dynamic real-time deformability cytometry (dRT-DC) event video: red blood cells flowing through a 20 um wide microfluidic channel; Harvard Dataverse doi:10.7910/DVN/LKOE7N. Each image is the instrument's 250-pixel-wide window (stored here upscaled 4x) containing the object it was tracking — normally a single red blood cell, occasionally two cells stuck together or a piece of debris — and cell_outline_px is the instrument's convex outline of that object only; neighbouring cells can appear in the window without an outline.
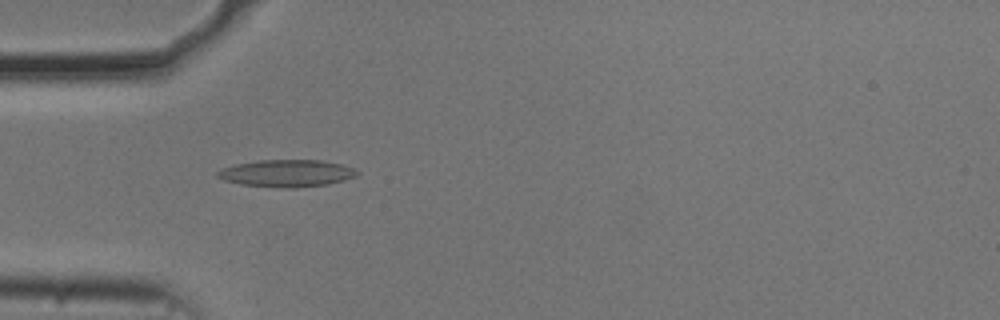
{"species": "common noctule bat (a hibernating species)", "species_latin": "Nyctalus noctula", "temperature_condition": "cold", "stored_images_in_passage": 54, "camera_frame_rate_fps": 3000, "um_per_image_px": 0.085, "animal": {"sex": "male", "body_mass_g": 20.5, "forearm_length_mm": 52.5}, "frame": {"image": 1, "passage_image": 16, "time_ms": 5.0, "image_size_px": [1000, 320], "cell_outline_px": [[360, 172], [356, 176], [344, 180], [328, 184], [296, 188], [284, 188], [240, 184], [224, 180], [216, 176], [216, 172], [224, 168], [236, 164], [260, 160], [320, 160], [340, 164], [352, 168]], "centroid_in_image_um": [24.37, 14.73], "position_along_channel_um": 60.6, "area_um2": 21.96}}
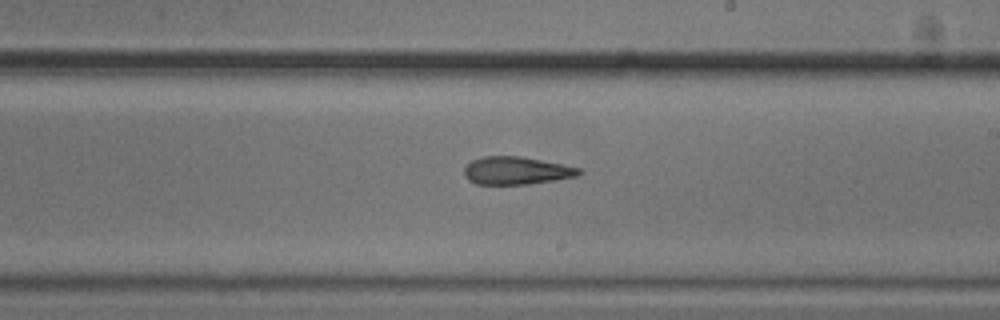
{"frame": {"image": 2, "passage_image": 31, "time_ms": 10.0, "image_size_px": [1000, 320], "cell_outline_px": [[580, 172], [576, 176], [556, 180], [528, 184], [476, 184], [468, 180], [464, 176], [464, 168], [472, 160], [484, 156], [520, 156], [564, 164], [580, 168]], "centroid_in_image_um": [43.87, 14.5], "position_along_channel_um": 245.1, "area_um2": 18.55}}
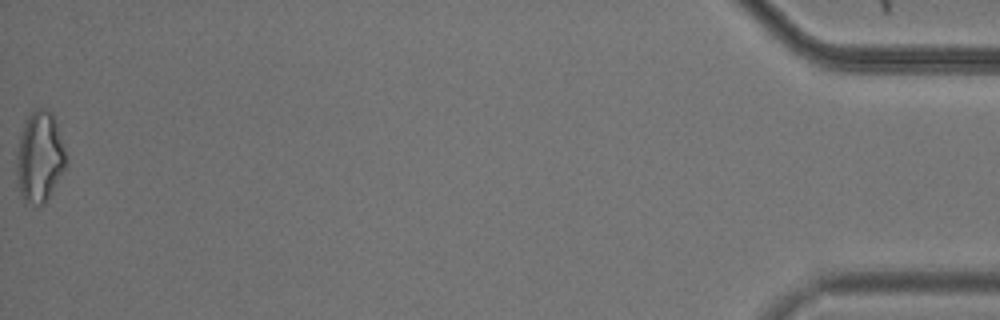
{"frame": {"image": 3, "passage_image": 54, "time_ms": 17.667, "image_size_px": [1000, 320], "cell_outline_px": [[64, 168], [48, 200], [44, 204], [24, 204], [20, 196], [16, 180], [16, 156], [20, 136], [24, 124], [28, 116], [36, 108], [48, 108], [52, 112], [64, 148]], "centroid_in_image_um": [3.32, 13.39], "position_along_channel_um": 431.9, "area_um2": 26.07}}